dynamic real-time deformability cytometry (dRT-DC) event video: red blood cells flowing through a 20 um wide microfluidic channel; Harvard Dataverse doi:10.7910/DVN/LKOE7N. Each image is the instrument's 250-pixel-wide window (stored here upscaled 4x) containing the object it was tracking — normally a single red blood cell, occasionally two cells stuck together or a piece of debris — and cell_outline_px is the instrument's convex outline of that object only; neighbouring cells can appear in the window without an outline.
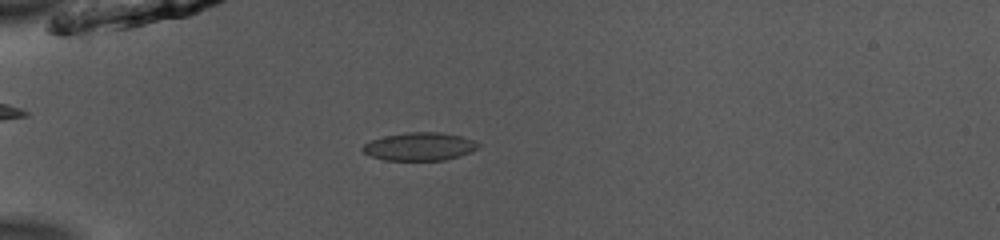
{"species": "common noctule bat (a hibernating species)", "species_latin": "Nyctalus noctula", "temperature_condition": "room temperature", "stored_images_in_passage": 38, "camera_frame_rate_fps": 3000, "um_per_image_px": 0.085, "animal": {"sex": "male", "body_mass_g": 13.0, "forearm_length_mm": 53.1}, "frame": {"image": 1, "passage_image": 2, "time_ms": 0.333, "image_size_px": [1000, 240], "cell_outline_px": [[480, 148], [472, 152], [460, 156], [444, 160], [384, 160], [372, 156], [364, 152], [360, 148], [364, 144], [372, 140], [384, 136], [408, 132], [440, 132], [460, 136], [472, 140], [480, 144]], "centroid_in_image_um": [35.69, 12.46], "position_along_channel_um": 49.3, "area_um2": 18.9}}
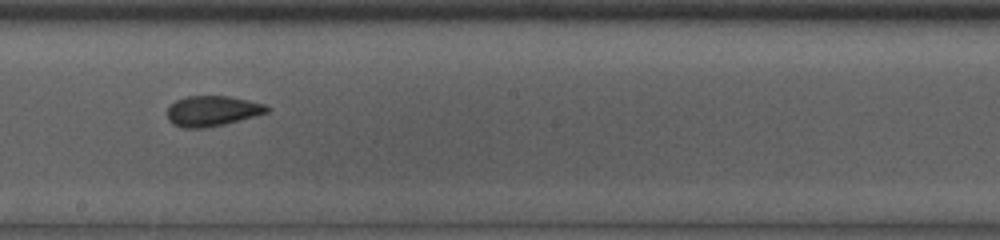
{"frame": {"image": 2, "passage_image": 17, "time_ms": 5.333, "image_size_px": [1000, 240], "cell_outline_px": [[272, 108], [268, 112], [224, 124], [204, 128], [184, 128], [172, 124], [168, 120], [168, 108], [176, 100], [188, 96], [228, 96], [248, 100], [264, 104]], "centroid_in_image_um": [18.04, 9.43], "position_along_channel_um": 230.2, "area_um2": 17.51}}
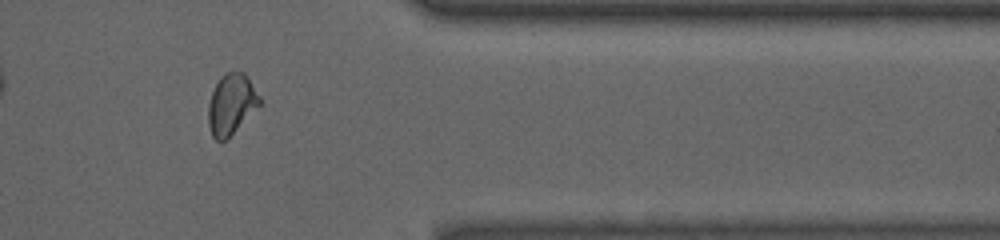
{"frame": {"image": 3, "passage_image": 30, "time_ms": 9.667, "image_size_px": [1000, 240], "cell_outline_px": [[260, 104], [224, 140], [216, 140], [212, 136], [208, 124], [208, 104], [212, 92], [220, 76], [224, 72], [244, 72], [260, 96]], "centroid_in_image_um": [19.63, 8.81], "position_along_channel_um": 391.8, "area_um2": 17.63}, "authors_computed_cell_mechanics": {"area_um2": 18.0047, "velocity_mm_per_s": 3.955, "shape_relaxation_time_tau1_ms": 10.4005, "shape_relaxation_time_tau2_ms": 2.4183, "deformation_change_tau1": 0.1926, "deformation_change_tau2": 0.0249}}